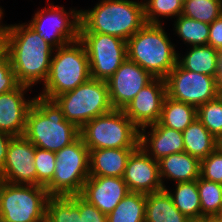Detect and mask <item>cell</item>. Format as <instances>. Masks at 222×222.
<instances>
[{
  "mask_svg": "<svg viewBox=\"0 0 222 222\" xmlns=\"http://www.w3.org/2000/svg\"><path fill=\"white\" fill-rule=\"evenodd\" d=\"M136 148L89 150L90 176L123 177L129 156Z\"/></svg>",
  "mask_w": 222,
  "mask_h": 222,
  "instance_id": "obj_21",
  "label": "cell"
},
{
  "mask_svg": "<svg viewBox=\"0 0 222 222\" xmlns=\"http://www.w3.org/2000/svg\"><path fill=\"white\" fill-rule=\"evenodd\" d=\"M146 194L129 192L107 215L108 222H145Z\"/></svg>",
  "mask_w": 222,
  "mask_h": 222,
  "instance_id": "obj_27",
  "label": "cell"
},
{
  "mask_svg": "<svg viewBox=\"0 0 222 222\" xmlns=\"http://www.w3.org/2000/svg\"><path fill=\"white\" fill-rule=\"evenodd\" d=\"M173 23L174 35L179 37L187 47L208 45L210 24L180 15Z\"/></svg>",
  "mask_w": 222,
  "mask_h": 222,
  "instance_id": "obj_28",
  "label": "cell"
},
{
  "mask_svg": "<svg viewBox=\"0 0 222 222\" xmlns=\"http://www.w3.org/2000/svg\"><path fill=\"white\" fill-rule=\"evenodd\" d=\"M34 165L37 171V185L46 187L52 181L55 172V152L35 147Z\"/></svg>",
  "mask_w": 222,
  "mask_h": 222,
  "instance_id": "obj_34",
  "label": "cell"
},
{
  "mask_svg": "<svg viewBox=\"0 0 222 222\" xmlns=\"http://www.w3.org/2000/svg\"><path fill=\"white\" fill-rule=\"evenodd\" d=\"M139 146L154 160L184 152L183 134L159 122L139 130Z\"/></svg>",
  "mask_w": 222,
  "mask_h": 222,
  "instance_id": "obj_19",
  "label": "cell"
},
{
  "mask_svg": "<svg viewBox=\"0 0 222 222\" xmlns=\"http://www.w3.org/2000/svg\"><path fill=\"white\" fill-rule=\"evenodd\" d=\"M90 66L91 78L107 81L127 58L126 41L101 33H79Z\"/></svg>",
  "mask_w": 222,
  "mask_h": 222,
  "instance_id": "obj_11",
  "label": "cell"
},
{
  "mask_svg": "<svg viewBox=\"0 0 222 222\" xmlns=\"http://www.w3.org/2000/svg\"><path fill=\"white\" fill-rule=\"evenodd\" d=\"M197 188L201 202V217L216 216L222 207V184L199 177Z\"/></svg>",
  "mask_w": 222,
  "mask_h": 222,
  "instance_id": "obj_32",
  "label": "cell"
},
{
  "mask_svg": "<svg viewBox=\"0 0 222 222\" xmlns=\"http://www.w3.org/2000/svg\"><path fill=\"white\" fill-rule=\"evenodd\" d=\"M24 136L35 147L57 152L80 136V129L65 119L54 100L35 96L27 114Z\"/></svg>",
  "mask_w": 222,
  "mask_h": 222,
  "instance_id": "obj_3",
  "label": "cell"
},
{
  "mask_svg": "<svg viewBox=\"0 0 222 222\" xmlns=\"http://www.w3.org/2000/svg\"><path fill=\"white\" fill-rule=\"evenodd\" d=\"M186 222H205V217L191 218V219H188Z\"/></svg>",
  "mask_w": 222,
  "mask_h": 222,
  "instance_id": "obj_44",
  "label": "cell"
},
{
  "mask_svg": "<svg viewBox=\"0 0 222 222\" xmlns=\"http://www.w3.org/2000/svg\"><path fill=\"white\" fill-rule=\"evenodd\" d=\"M93 8L80 9L79 33H101L127 41L142 26L143 0H98Z\"/></svg>",
  "mask_w": 222,
  "mask_h": 222,
  "instance_id": "obj_2",
  "label": "cell"
},
{
  "mask_svg": "<svg viewBox=\"0 0 222 222\" xmlns=\"http://www.w3.org/2000/svg\"><path fill=\"white\" fill-rule=\"evenodd\" d=\"M32 89L26 85H19L14 90L0 94L1 131L12 136L24 135L27 114L35 99V95L27 96L29 90L30 94L33 92Z\"/></svg>",
  "mask_w": 222,
  "mask_h": 222,
  "instance_id": "obj_17",
  "label": "cell"
},
{
  "mask_svg": "<svg viewBox=\"0 0 222 222\" xmlns=\"http://www.w3.org/2000/svg\"><path fill=\"white\" fill-rule=\"evenodd\" d=\"M153 79L154 77L149 72L126 58L107 80L112 108L124 109L138 92Z\"/></svg>",
  "mask_w": 222,
  "mask_h": 222,
  "instance_id": "obj_14",
  "label": "cell"
},
{
  "mask_svg": "<svg viewBox=\"0 0 222 222\" xmlns=\"http://www.w3.org/2000/svg\"><path fill=\"white\" fill-rule=\"evenodd\" d=\"M217 98L222 103V86L218 87L217 89Z\"/></svg>",
  "mask_w": 222,
  "mask_h": 222,
  "instance_id": "obj_45",
  "label": "cell"
},
{
  "mask_svg": "<svg viewBox=\"0 0 222 222\" xmlns=\"http://www.w3.org/2000/svg\"><path fill=\"white\" fill-rule=\"evenodd\" d=\"M49 197L43 186L0 180V222H45Z\"/></svg>",
  "mask_w": 222,
  "mask_h": 222,
  "instance_id": "obj_8",
  "label": "cell"
},
{
  "mask_svg": "<svg viewBox=\"0 0 222 222\" xmlns=\"http://www.w3.org/2000/svg\"><path fill=\"white\" fill-rule=\"evenodd\" d=\"M197 118L217 140L222 137V103L218 98L200 105Z\"/></svg>",
  "mask_w": 222,
  "mask_h": 222,
  "instance_id": "obj_33",
  "label": "cell"
},
{
  "mask_svg": "<svg viewBox=\"0 0 222 222\" xmlns=\"http://www.w3.org/2000/svg\"><path fill=\"white\" fill-rule=\"evenodd\" d=\"M170 38L164 24L146 23L126 41L127 59L141 66L154 78L165 79L178 63L180 52Z\"/></svg>",
  "mask_w": 222,
  "mask_h": 222,
  "instance_id": "obj_4",
  "label": "cell"
},
{
  "mask_svg": "<svg viewBox=\"0 0 222 222\" xmlns=\"http://www.w3.org/2000/svg\"><path fill=\"white\" fill-rule=\"evenodd\" d=\"M80 136L89 150L139 146V129L123 109H112L87 122L80 129Z\"/></svg>",
  "mask_w": 222,
  "mask_h": 222,
  "instance_id": "obj_6",
  "label": "cell"
},
{
  "mask_svg": "<svg viewBox=\"0 0 222 222\" xmlns=\"http://www.w3.org/2000/svg\"><path fill=\"white\" fill-rule=\"evenodd\" d=\"M166 93V81L154 78L143 87L123 109L125 115L140 130L159 122Z\"/></svg>",
  "mask_w": 222,
  "mask_h": 222,
  "instance_id": "obj_15",
  "label": "cell"
},
{
  "mask_svg": "<svg viewBox=\"0 0 222 222\" xmlns=\"http://www.w3.org/2000/svg\"><path fill=\"white\" fill-rule=\"evenodd\" d=\"M174 189L164 188L175 207L187 218H201V202L197 188V180L174 183ZM169 188V189H168Z\"/></svg>",
  "mask_w": 222,
  "mask_h": 222,
  "instance_id": "obj_25",
  "label": "cell"
},
{
  "mask_svg": "<svg viewBox=\"0 0 222 222\" xmlns=\"http://www.w3.org/2000/svg\"><path fill=\"white\" fill-rule=\"evenodd\" d=\"M48 5L38 8L26 23L55 49L78 40L80 10L74 7L67 11L49 0Z\"/></svg>",
  "mask_w": 222,
  "mask_h": 222,
  "instance_id": "obj_10",
  "label": "cell"
},
{
  "mask_svg": "<svg viewBox=\"0 0 222 222\" xmlns=\"http://www.w3.org/2000/svg\"><path fill=\"white\" fill-rule=\"evenodd\" d=\"M181 15L211 24L222 15V0H184Z\"/></svg>",
  "mask_w": 222,
  "mask_h": 222,
  "instance_id": "obj_31",
  "label": "cell"
},
{
  "mask_svg": "<svg viewBox=\"0 0 222 222\" xmlns=\"http://www.w3.org/2000/svg\"><path fill=\"white\" fill-rule=\"evenodd\" d=\"M184 152L198 158H206L218 146V140L196 118L183 132Z\"/></svg>",
  "mask_w": 222,
  "mask_h": 222,
  "instance_id": "obj_24",
  "label": "cell"
},
{
  "mask_svg": "<svg viewBox=\"0 0 222 222\" xmlns=\"http://www.w3.org/2000/svg\"><path fill=\"white\" fill-rule=\"evenodd\" d=\"M75 205L78 207V222H108L107 216L80 194L75 195Z\"/></svg>",
  "mask_w": 222,
  "mask_h": 222,
  "instance_id": "obj_36",
  "label": "cell"
},
{
  "mask_svg": "<svg viewBox=\"0 0 222 222\" xmlns=\"http://www.w3.org/2000/svg\"><path fill=\"white\" fill-rule=\"evenodd\" d=\"M45 222H78L75 195L50 196L46 206Z\"/></svg>",
  "mask_w": 222,
  "mask_h": 222,
  "instance_id": "obj_30",
  "label": "cell"
},
{
  "mask_svg": "<svg viewBox=\"0 0 222 222\" xmlns=\"http://www.w3.org/2000/svg\"><path fill=\"white\" fill-rule=\"evenodd\" d=\"M53 100L61 108L65 119L79 129L92 119L113 109L109 100L107 81L94 78Z\"/></svg>",
  "mask_w": 222,
  "mask_h": 222,
  "instance_id": "obj_7",
  "label": "cell"
},
{
  "mask_svg": "<svg viewBox=\"0 0 222 222\" xmlns=\"http://www.w3.org/2000/svg\"><path fill=\"white\" fill-rule=\"evenodd\" d=\"M4 14V8L2 9V6H0V35H5L8 27V24L3 23L2 21L4 19Z\"/></svg>",
  "mask_w": 222,
  "mask_h": 222,
  "instance_id": "obj_41",
  "label": "cell"
},
{
  "mask_svg": "<svg viewBox=\"0 0 222 222\" xmlns=\"http://www.w3.org/2000/svg\"><path fill=\"white\" fill-rule=\"evenodd\" d=\"M143 4L146 23L165 24L163 20L176 19L182 14L184 0H143Z\"/></svg>",
  "mask_w": 222,
  "mask_h": 222,
  "instance_id": "obj_29",
  "label": "cell"
},
{
  "mask_svg": "<svg viewBox=\"0 0 222 222\" xmlns=\"http://www.w3.org/2000/svg\"><path fill=\"white\" fill-rule=\"evenodd\" d=\"M188 219L175 207L165 189L146 194L145 222H186Z\"/></svg>",
  "mask_w": 222,
  "mask_h": 222,
  "instance_id": "obj_22",
  "label": "cell"
},
{
  "mask_svg": "<svg viewBox=\"0 0 222 222\" xmlns=\"http://www.w3.org/2000/svg\"><path fill=\"white\" fill-rule=\"evenodd\" d=\"M123 180L130 192L149 194L164 189L159 176V162L140 146L129 156Z\"/></svg>",
  "mask_w": 222,
  "mask_h": 222,
  "instance_id": "obj_16",
  "label": "cell"
},
{
  "mask_svg": "<svg viewBox=\"0 0 222 222\" xmlns=\"http://www.w3.org/2000/svg\"><path fill=\"white\" fill-rule=\"evenodd\" d=\"M220 220H221V222H222V207H221V209L219 210V212L217 213V215H216Z\"/></svg>",
  "mask_w": 222,
  "mask_h": 222,
  "instance_id": "obj_46",
  "label": "cell"
},
{
  "mask_svg": "<svg viewBox=\"0 0 222 222\" xmlns=\"http://www.w3.org/2000/svg\"><path fill=\"white\" fill-rule=\"evenodd\" d=\"M205 222H221L217 216H206Z\"/></svg>",
  "mask_w": 222,
  "mask_h": 222,
  "instance_id": "obj_43",
  "label": "cell"
},
{
  "mask_svg": "<svg viewBox=\"0 0 222 222\" xmlns=\"http://www.w3.org/2000/svg\"><path fill=\"white\" fill-rule=\"evenodd\" d=\"M196 118V107L165 96L159 119L162 126L183 132Z\"/></svg>",
  "mask_w": 222,
  "mask_h": 222,
  "instance_id": "obj_26",
  "label": "cell"
},
{
  "mask_svg": "<svg viewBox=\"0 0 222 222\" xmlns=\"http://www.w3.org/2000/svg\"><path fill=\"white\" fill-rule=\"evenodd\" d=\"M159 162V176L163 188L165 181L175 183L193 181L200 177V160L186 152L173 153L162 157Z\"/></svg>",
  "mask_w": 222,
  "mask_h": 222,
  "instance_id": "obj_20",
  "label": "cell"
},
{
  "mask_svg": "<svg viewBox=\"0 0 222 222\" xmlns=\"http://www.w3.org/2000/svg\"><path fill=\"white\" fill-rule=\"evenodd\" d=\"M183 55L178 53V63L186 70L216 77L218 50L211 45L190 46ZM182 55V56H181Z\"/></svg>",
  "mask_w": 222,
  "mask_h": 222,
  "instance_id": "obj_23",
  "label": "cell"
},
{
  "mask_svg": "<svg viewBox=\"0 0 222 222\" xmlns=\"http://www.w3.org/2000/svg\"><path fill=\"white\" fill-rule=\"evenodd\" d=\"M166 81L167 96L196 108L217 98L216 78L184 69L177 63Z\"/></svg>",
  "mask_w": 222,
  "mask_h": 222,
  "instance_id": "obj_12",
  "label": "cell"
},
{
  "mask_svg": "<svg viewBox=\"0 0 222 222\" xmlns=\"http://www.w3.org/2000/svg\"><path fill=\"white\" fill-rule=\"evenodd\" d=\"M14 136L0 130V177L4 167L7 149Z\"/></svg>",
  "mask_w": 222,
  "mask_h": 222,
  "instance_id": "obj_39",
  "label": "cell"
},
{
  "mask_svg": "<svg viewBox=\"0 0 222 222\" xmlns=\"http://www.w3.org/2000/svg\"><path fill=\"white\" fill-rule=\"evenodd\" d=\"M34 157L35 146L32 142L24 135L14 136L7 149L0 180L10 184L37 185Z\"/></svg>",
  "mask_w": 222,
  "mask_h": 222,
  "instance_id": "obj_13",
  "label": "cell"
},
{
  "mask_svg": "<svg viewBox=\"0 0 222 222\" xmlns=\"http://www.w3.org/2000/svg\"><path fill=\"white\" fill-rule=\"evenodd\" d=\"M6 54V36L0 35V59Z\"/></svg>",
  "mask_w": 222,
  "mask_h": 222,
  "instance_id": "obj_42",
  "label": "cell"
},
{
  "mask_svg": "<svg viewBox=\"0 0 222 222\" xmlns=\"http://www.w3.org/2000/svg\"><path fill=\"white\" fill-rule=\"evenodd\" d=\"M56 166L52 181L45 187L50 196L81 194L90 177L89 149L81 136L55 152Z\"/></svg>",
  "mask_w": 222,
  "mask_h": 222,
  "instance_id": "obj_9",
  "label": "cell"
},
{
  "mask_svg": "<svg viewBox=\"0 0 222 222\" xmlns=\"http://www.w3.org/2000/svg\"><path fill=\"white\" fill-rule=\"evenodd\" d=\"M208 45L222 50V15L210 24Z\"/></svg>",
  "mask_w": 222,
  "mask_h": 222,
  "instance_id": "obj_38",
  "label": "cell"
},
{
  "mask_svg": "<svg viewBox=\"0 0 222 222\" xmlns=\"http://www.w3.org/2000/svg\"><path fill=\"white\" fill-rule=\"evenodd\" d=\"M5 36L6 54L18 83L31 88L43 86L55 48L25 22L8 24Z\"/></svg>",
  "mask_w": 222,
  "mask_h": 222,
  "instance_id": "obj_1",
  "label": "cell"
},
{
  "mask_svg": "<svg viewBox=\"0 0 222 222\" xmlns=\"http://www.w3.org/2000/svg\"><path fill=\"white\" fill-rule=\"evenodd\" d=\"M219 147L222 149V137L218 140Z\"/></svg>",
  "mask_w": 222,
  "mask_h": 222,
  "instance_id": "obj_47",
  "label": "cell"
},
{
  "mask_svg": "<svg viewBox=\"0 0 222 222\" xmlns=\"http://www.w3.org/2000/svg\"><path fill=\"white\" fill-rule=\"evenodd\" d=\"M90 78L87 52L78 39L54 50L48 78L38 94L53 100L65 92L74 90Z\"/></svg>",
  "mask_w": 222,
  "mask_h": 222,
  "instance_id": "obj_5",
  "label": "cell"
},
{
  "mask_svg": "<svg viewBox=\"0 0 222 222\" xmlns=\"http://www.w3.org/2000/svg\"><path fill=\"white\" fill-rule=\"evenodd\" d=\"M216 85L222 86V50H218L217 55V72H216Z\"/></svg>",
  "mask_w": 222,
  "mask_h": 222,
  "instance_id": "obj_40",
  "label": "cell"
},
{
  "mask_svg": "<svg viewBox=\"0 0 222 222\" xmlns=\"http://www.w3.org/2000/svg\"><path fill=\"white\" fill-rule=\"evenodd\" d=\"M200 177L222 184V149L219 146L200 161Z\"/></svg>",
  "mask_w": 222,
  "mask_h": 222,
  "instance_id": "obj_35",
  "label": "cell"
},
{
  "mask_svg": "<svg viewBox=\"0 0 222 222\" xmlns=\"http://www.w3.org/2000/svg\"><path fill=\"white\" fill-rule=\"evenodd\" d=\"M19 85L11 62L7 54H5L0 59V94L14 90Z\"/></svg>",
  "mask_w": 222,
  "mask_h": 222,
  "instance_id": "obj_37",
  "label": "cell"
},
{
  "mask_svg": "<svg viewBox=\"0 0 222 222\" xmlns=\"http://www.w3.org/2000/svg\"><path fill=\"white\" fill-rule=\"evenodd\" d=\"M129 192L123 177L90 176L80 195L107 216Z\"/></svg>",
  "mask_w": 222,
  "mask_h": 222,
  "instance_id": "obj_18",
  "label": "cell"
}]
</instances>
